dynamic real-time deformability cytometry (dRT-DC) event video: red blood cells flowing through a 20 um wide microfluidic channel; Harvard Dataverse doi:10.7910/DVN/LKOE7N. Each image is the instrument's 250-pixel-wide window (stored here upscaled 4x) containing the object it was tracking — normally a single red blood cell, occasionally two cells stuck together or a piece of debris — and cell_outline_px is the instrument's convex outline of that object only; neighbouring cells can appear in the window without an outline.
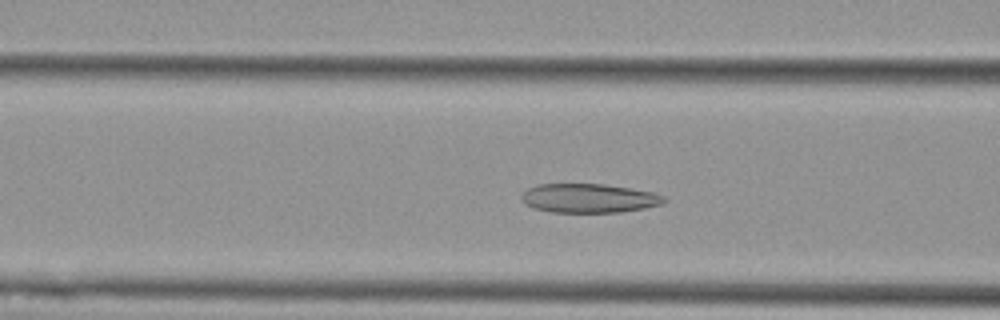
{"species": "Egyptian fruit bat (a non-hibernating species)", "species_latin": "Rousettus aegyptiacus", "temperature_condition": "cold", "stored_images_in_passage": 48, "camera_frame_rate_fps": 3000, "um_per_image_px": 0.085, "animal": {"sex": "female"}, "frame": {"image": 1, "passage_image": 14, "time_ms": 4.333, "image_size_px": [1000, 320], "cell_outline_px": [[660, 200], [656, 204], [640, 208], [612, 212], [556, 212], [540, 208], [528, 204], [524, 200], [528, 192], [532, 188], [544, 184], [596, 184], [624, 188], [644, 192], [656, 196]], "centroid_in_image_um": [49.95, 16.85], "position_along_channel_um": 116.6, "area_um2": 21.85}}
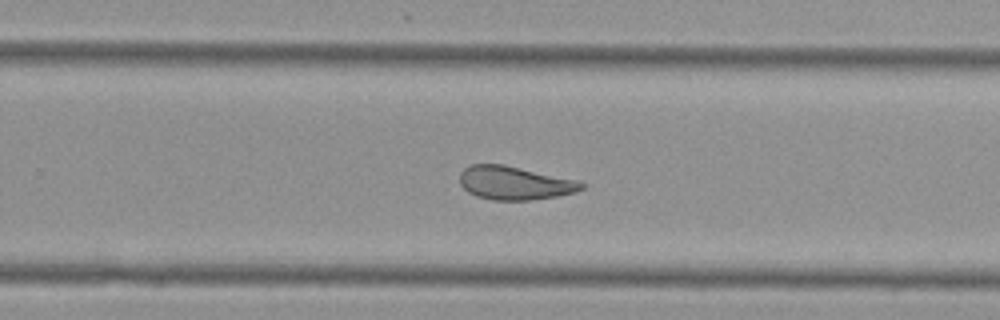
{"frame": {"image": 2, "passage_image": 28, "time_ms": 9.0, "image_size_px": [1000, 320], "cell_outline_px": [[584, 184], [580, 188], [572, 192], [552, 196], [524, 200], [500, 200], [480, 196], [464, 188], [460, 180], [460, 176], [472, 164], [500, 164]], "centroid_in_image_um": [43.63, 15.56], "position_along_channel_um": 286.2, "area_um2": 21.73}}
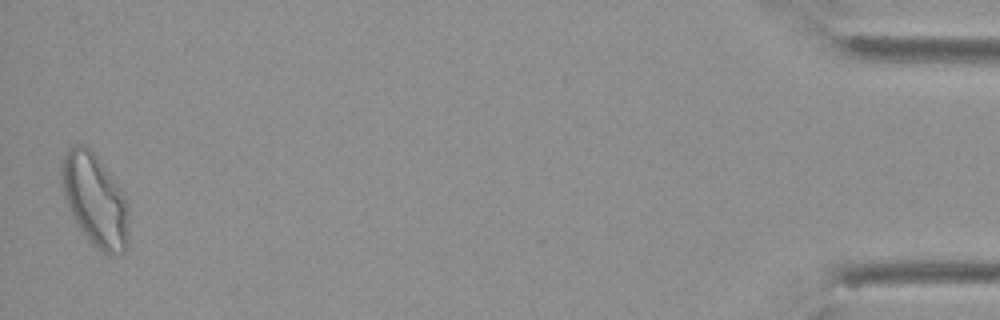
{"frame": {"image": 3, "passage_image": 47, "time_ms": 15.333, "image_size_px": [1000, 320], "cell_outline_px": [[120, 240], [104, 244], [100, 244], [88, 232], [72, 208], [68, 192], [64, 172], [64, 168], [68, 156], [72, 152], [88, 156], [92, 160], [116, 196], [120, 204]], "centroid_in_image_um": [7.87, 16.91], "position_along_channel_um": 427.3, "area_um2": 23.99}, "authors_computed_cell_mechanics": {"area_um2": 21.4149, "velocity_mm_per_s": 3.6534, "shape_relaxation_time_tau1_ms": null, "shape_relaxation_time_tau2_ms": 2.6136, "deformation_change_tau1": null, "deformation_change_tau2": 0.0979}}